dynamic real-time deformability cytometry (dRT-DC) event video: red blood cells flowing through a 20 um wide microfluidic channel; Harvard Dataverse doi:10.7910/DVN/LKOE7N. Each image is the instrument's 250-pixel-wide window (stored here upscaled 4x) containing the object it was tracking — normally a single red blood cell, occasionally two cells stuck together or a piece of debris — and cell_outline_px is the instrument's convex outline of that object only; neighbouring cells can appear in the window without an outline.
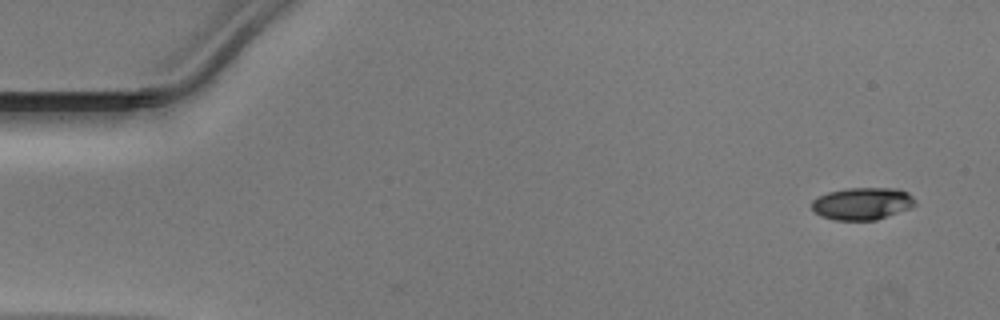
{"species": "Egyptian fruit bat (a non-hibernating species)", "species_latin": "Rousettus aegyptiacus", "temperature_condition": "warm", "stored_images_in_passage": 3, "camera_frame_rate_fps": 3000, "um_per_image_px": 0.085, "animal": {"sex": "male"}, "frame": {"image": 1, "passage_image": 1, "time_ms": 0.0, "image_size_px": [1000, 320], "cell_outline_px": [[916, 204], [912, 208], [876, 220], [832, 220], [820, 216], [812, 208], [812, 200], [816, 196], [828, 192], [844, 188], [896, 188], [908, 192], [916, 200]], "centroid_in_image_um": [73.3, 17.3], "position_along_channel_um": 11.7, "area_um2": 19.77}}